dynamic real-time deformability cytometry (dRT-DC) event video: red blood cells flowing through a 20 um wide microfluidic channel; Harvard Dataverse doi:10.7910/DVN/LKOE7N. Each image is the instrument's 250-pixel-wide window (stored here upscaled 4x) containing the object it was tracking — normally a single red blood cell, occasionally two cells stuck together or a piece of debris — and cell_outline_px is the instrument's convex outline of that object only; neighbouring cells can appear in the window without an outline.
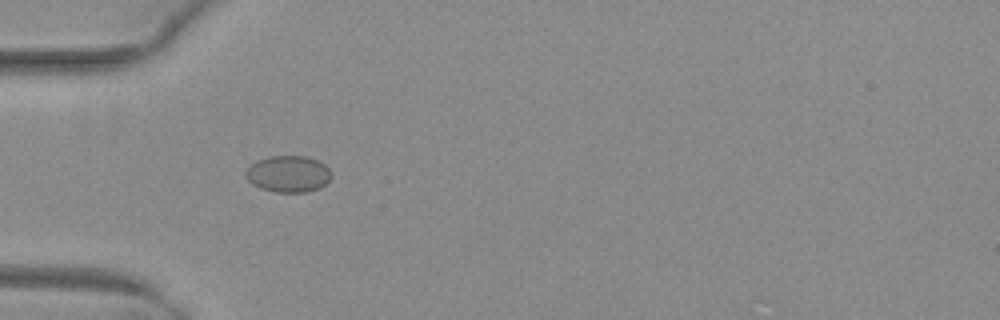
{"species": "common noctule bat (a hibernating species)", "species_latin": "Nyctalus noctula", "temperature_condition": "warm", "stored_images_in_passage": 14, "camera_frame_rate_fps": 3000, "um_per_image_px": 0.085, "animal": {"sex": "female", "body_mass_g": 29.2, "forearm_length_mm": 56.3}, "frame": {"image": 1, "passage_image": 8, "time_ms": 2.333, "image_size_px": [1000, 320], "cell_outline_px": [[332, 176], [320, 188], [308, 192], [276, 192], [260, 188], [252, 184], [244, 176], [244, 172], [256, 160], [268, 156], [308, 156], [324, 164], [328, 168]], "centroid_in_image_um": [24.48, 14.78], "position_along_channel_um": 60.5, "area_um2": 18.32}}
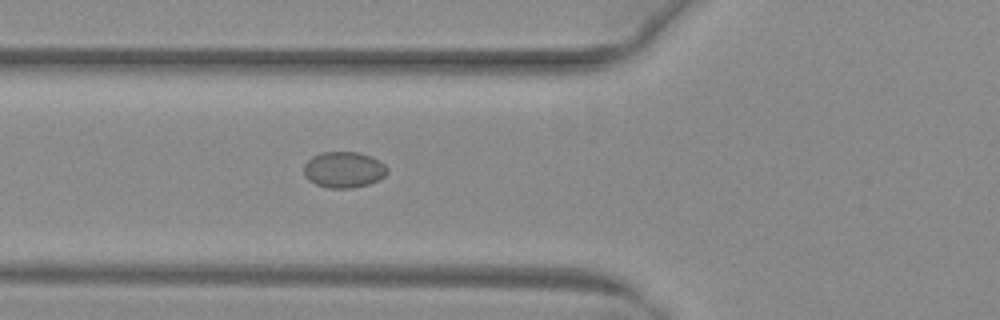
{"frame": {"image": 2, "passage_image": 11, "time_ms": 3.333, "image_size_px": [1000, 320], "cell_outline_px": [[388, 172], [384, 176], [368, 184], [352, 188], [328, 188], [316, 184], [308, 180], [304, 176], [304, 164], [312, 156], [320, 152], [360, 152], [372, 156], [384, 164], [388, 168]], "centroid_in_image_um": [29.21, 14.41], "position_along_channel_um": 96.6, "area_um2": 17.63}}